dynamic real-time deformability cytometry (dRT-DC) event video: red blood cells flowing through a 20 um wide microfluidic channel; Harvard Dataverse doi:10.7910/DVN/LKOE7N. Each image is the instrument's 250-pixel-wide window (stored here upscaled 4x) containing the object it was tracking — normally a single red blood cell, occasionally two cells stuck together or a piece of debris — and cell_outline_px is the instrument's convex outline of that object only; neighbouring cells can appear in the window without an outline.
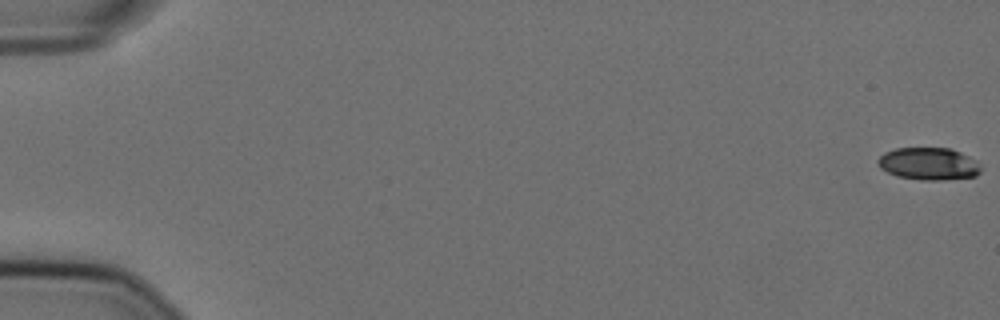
{"species": "Egyptian fruit bat (a non-hibernating species)", "species_latin": "Rousettus aegyptiacus", "temperature_condition": "cold", "stored_images_in_passage": 7, "camera_frame_rate_fps": 3000, "um_per_image_px": 0.085, "animal": {"sex": "female"}, "frame": {"image": 1, "passage_image": 1, "time_ms": 0.0, "image_size_px": [1000, 320], "cell_outline_px": [[980, 172], [976, 176], [944, 180], [920, 180], [896, 176], [880, 168], [876, 160], [884, 152], [896, 148], [952, 148], [976, 160], [980, 168]], "centroid_in_image_um": [78.92, 13.92], "position_along_channel_um": 6.1, "area_um2": 19.54}}